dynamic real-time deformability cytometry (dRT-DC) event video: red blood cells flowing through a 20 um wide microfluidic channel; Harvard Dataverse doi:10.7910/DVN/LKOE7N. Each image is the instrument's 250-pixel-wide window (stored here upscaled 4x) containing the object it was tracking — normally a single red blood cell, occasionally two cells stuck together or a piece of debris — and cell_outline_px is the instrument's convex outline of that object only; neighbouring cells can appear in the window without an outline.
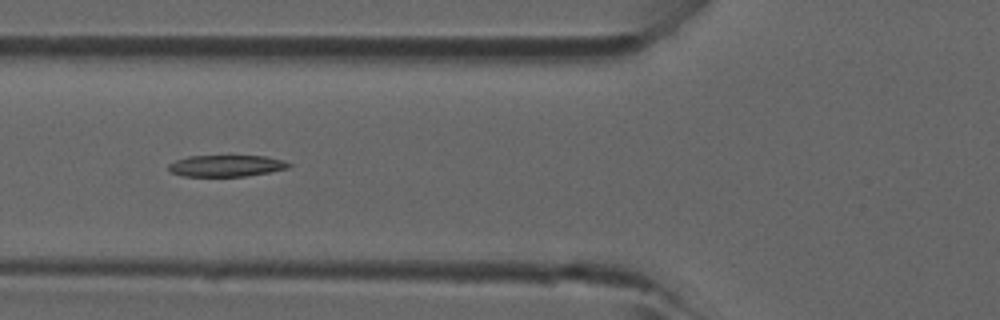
{"species": "common noctule bat (a hibernating species)", "species_latin": "Nyctalus noctula", "temperature_condition": "room temperature", "stored_images_in_passage": 4, "camera_frame_rate_fps": 3000, "um_per_image_px": 0.085, "animal": {"sex": "male", "forearm_length_mm": 52.5}, "frame": {"image": 1, "passage_image": 4, "time_ms": 1.0, "image_size_px": [1000, 320], "cell_outline_px": [[292, 164], [288, 168], [248, 176], [184, 176], [172, 172], [168, 168], [168, 164], [176, 160], [188, 156], [264, 156], [284, 160]], "centroid_in_image_um": [19.24, 14.09], "position_along_channel_um": 106.6, "area_um2": 14.97}}